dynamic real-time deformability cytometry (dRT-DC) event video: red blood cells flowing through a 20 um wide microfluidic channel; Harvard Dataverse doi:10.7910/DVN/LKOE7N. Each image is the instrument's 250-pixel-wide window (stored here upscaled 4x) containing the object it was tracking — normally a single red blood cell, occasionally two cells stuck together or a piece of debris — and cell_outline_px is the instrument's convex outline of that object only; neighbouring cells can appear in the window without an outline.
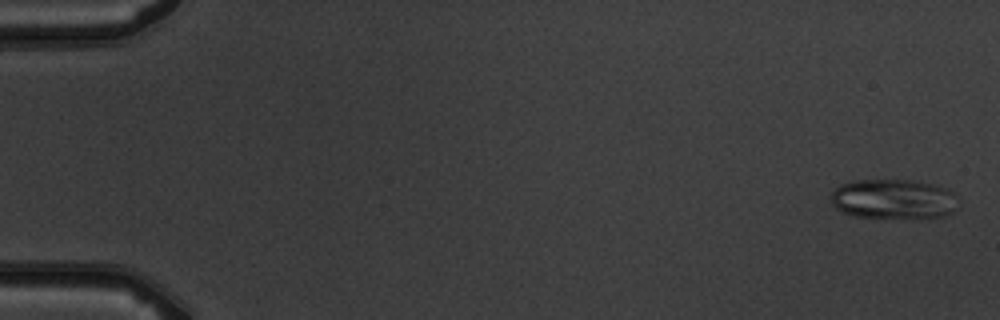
{"species": "common noctule bat (a hibernating species)", "species_latin": "Nyctalus noctula", "temperature_condition": "warm", "stored_images_in_passage": 5, "camera_frame_rate_fps": 3000, "um_per_image_px": 0.085, "animal": {"sex": "male", "body_mass_g": 19.5, "forearm_length_mm": 54.6}, "frame": {"image": 1, "passage_image": 1, "time_ms": 0.0, "image_size_px": [1000, 320], "cell_outline_px": [[960, 208], [944, 216], [856, 216], [844, 212], [836, 208], [832, 204], [832, 192], [840, 184], [856, 180], [912, 180], [932, 184], [948, 188], [956, 196]], "centroid_in_image_um": [75.98, 16.89], "position_along_channel_um": 9.0, "area_um2": 29.02}}
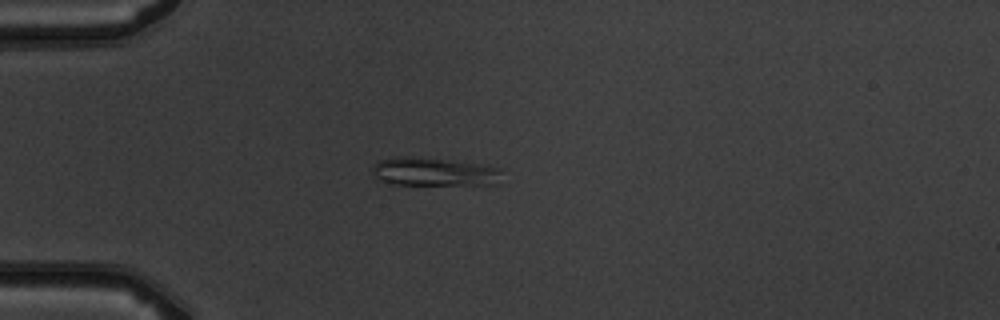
{"frame": {"image": 2, "passage_image": 4, "time_ms": 4.333, "image_size_px": [1000, 320], "cell_outline_px": [[500, 184], [392, 184], [376, 180], [372, 176], [372, 168], [380, 160], [392, 156], [408, 156], [488, 164], [500, 168]], "centroid_in_image_um": [36.87, 14.59], "position_along_channel_um": 48.1, "area_um2": 21.68}}